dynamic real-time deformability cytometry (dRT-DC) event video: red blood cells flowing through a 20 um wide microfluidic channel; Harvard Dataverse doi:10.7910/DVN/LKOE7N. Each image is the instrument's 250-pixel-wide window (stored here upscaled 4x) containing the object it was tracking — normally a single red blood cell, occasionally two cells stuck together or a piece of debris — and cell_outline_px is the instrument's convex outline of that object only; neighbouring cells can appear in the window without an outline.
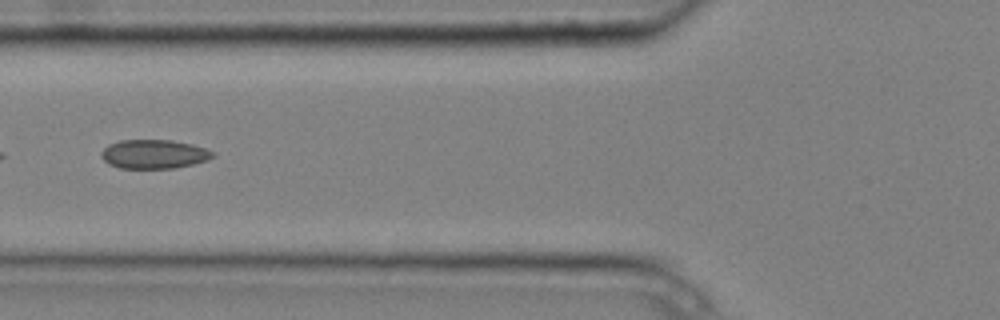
{"species": "common noctule bat (a hibernating species)", "species_latin": "Nyctalus noctula", "temperature_condition": "cold", "stored_images_in_passage": 5, "camera_frame_rate_fps": 3000, "um_per_image_px": 0.085, "animal": {"sex": "male", "body_mass_g": 20.4}, "frame": {"image": 1, "passage_image": 2, "time_ms": 0.333, "image_size_px": [1000, 320], "cell_outline_px": [[216, 156], [208, 160], [176, 168], [120, 168], [108, 164], [100, 156], [100, 152], [108, 144], [120, 140], [172, 140], [192, 144], [216, 152]], "centroid_in_image_um": [13.09, 13.1], "position_along_channel_um": 112.7, "area_um2": 19.02}}
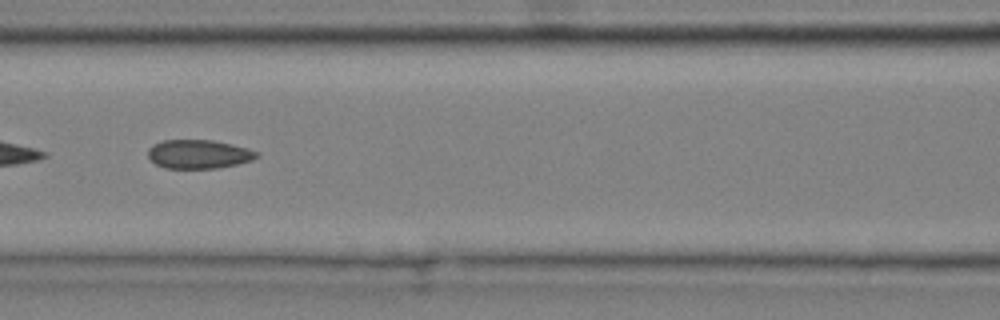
{"frame": {"image": 2, "passage_image": 3, "time_ms": 0.667, "image_size_px": [1000, 320], "cell_outline_px": [[260, 156], [252, 160], [236, 164], [216, 168], [164, 168], [156, 164], [148, 156], [148, 148], [152, 144], [164, 140], [212, 140], [232, 144], [248, 148], [260, 152]], "centroid_in_image_um": [16.9, 13.09], "position_along_channel_um": 149.7, "area_um2": 18.32}}
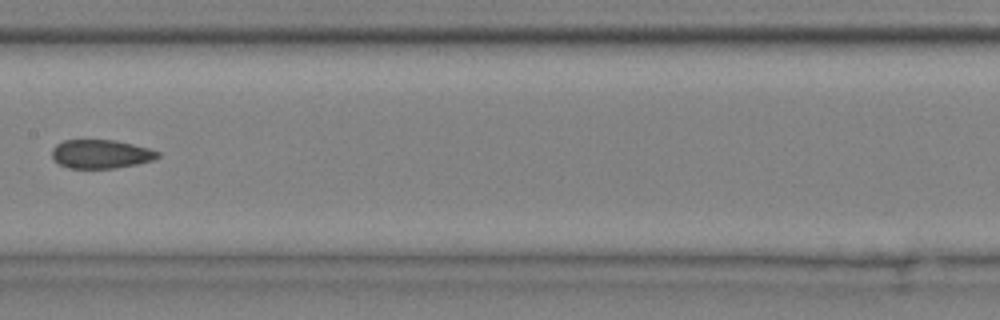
{"frame": {"image": 3, "passage_image": 4, "time_ms": 1.0, "image_size_px": [1000, 320], "cell_outline_px": [[160, 156], [152, 160], [136, 164], [116, 168], [68, 168], [60, 164], [52, 156], [52, 148], [56, 144], [64, 140], [116, 140], [148, 148], [160, 152]], "centroid_in_image_um": [8.57, 13.09], "position_along_channel_um": 198.8, "area_um2": 17.63}}